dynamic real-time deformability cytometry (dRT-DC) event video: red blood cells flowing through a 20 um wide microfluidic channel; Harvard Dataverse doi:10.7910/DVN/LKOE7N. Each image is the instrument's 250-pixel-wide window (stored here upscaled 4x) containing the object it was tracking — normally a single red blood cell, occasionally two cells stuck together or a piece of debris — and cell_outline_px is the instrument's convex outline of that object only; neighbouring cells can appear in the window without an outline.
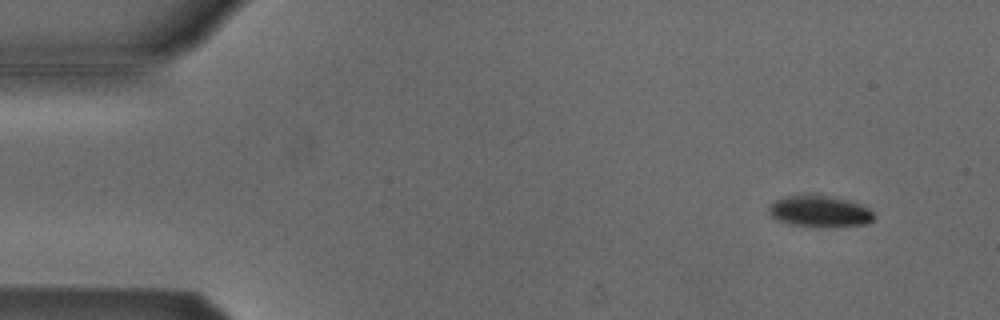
{"species": "Egyptian fruit bat (a non-hibernating species)", "species_latin": "Rousettus aegyptiacus", "temperature_condition": "cold", "stored_images_in_passage": 54, "camera_frame_rate_fps": 3000, "um_per_image_px": 0.085, "animal": {"sex": "male"}, "frame": {"image": 1, "passage_image": 5, "time_ms": 1.333, "image_size_px": [1000, 320], "cell_outline_px": [[876, 216], [868, 224], [820, 228], [788, 224], [772, 216], [768, 208], [776, 200], [784, 196], [832, 196], [848, 200], [860, 204], [868, 208]], "centroid_in_image_um": [69.72, 17.99], "position_along_channel_um": 15.3, "area_um2": 19.13}}
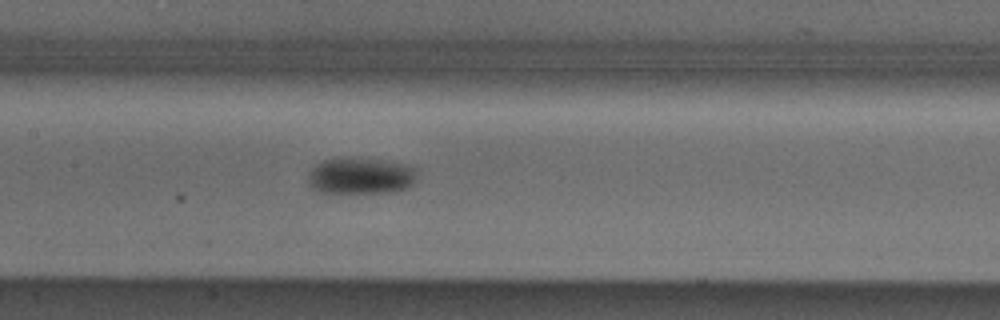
{"frame": {"image": 2, "passage_image": 26, "time_ms": 8.333, "image_size_px": [1000, 320], "cell_outline_px": [[416, 180], [408, 188], [392, 192], [316, 192], [312, 188], [308, 180], [308, 176], [312, 168], [316, 164], [324, 160], [380, 160], [408, 164], [416, 168]], "centroid_in_image_um": [30.7, 14.98], "position_along_channel_um": 176.7, "area_um2": 22.6}}
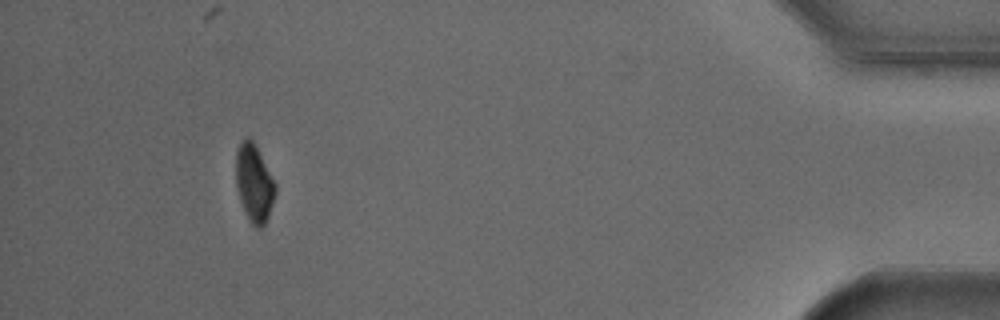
{"frame": {"image": 3, "passage_image": 50, "time_ms": 16.333, "image_size_px": [1000, 320], "cell_outline_px": [[276, 192], [268, 216], [264, 224], [260, 228], [256, 228], [248, 220], [240, 200], [236, 188], [236, 152], [240, 144], [248, 136], [252, 140], [276, 184]], "centroid_in_image_um": [21.59, 15.6], "position_along_channel_um": 413.6, "area_um2": 17.51}, "authors_computed_cell_mechanics": {"area_um2": 20.4323, "velocity_mm_per_s": 3.8168, "shape_relaxation_time_tau1_ms": 1.7491, "shape_relaxation_time_tau2_ms": null, "deformation_change_tau1": 0.0659, "deformation_change_tau2": null}}